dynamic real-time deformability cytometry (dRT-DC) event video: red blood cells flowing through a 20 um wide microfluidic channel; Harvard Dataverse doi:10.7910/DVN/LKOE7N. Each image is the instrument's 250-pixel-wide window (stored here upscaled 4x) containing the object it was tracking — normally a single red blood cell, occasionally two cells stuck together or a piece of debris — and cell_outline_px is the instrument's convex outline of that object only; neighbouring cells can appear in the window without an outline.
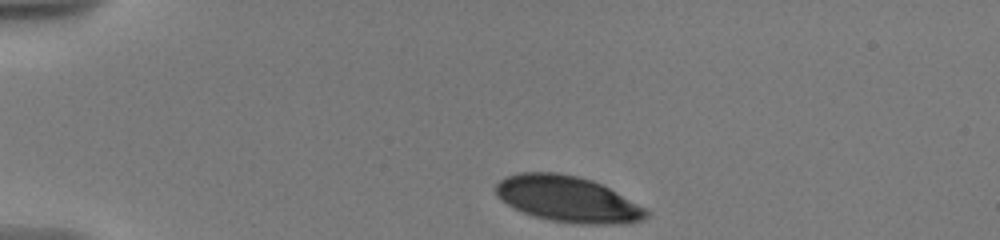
{"species": "human", "species_latin": "Homo sapiens", "temperature_condition": "warm", "stored_images_in_passage": 13, "camera_frame_rate_fps": 3000, "um_per_image_px": 0.085, "donor": {"sex": "male"}, "frame": {"image": 1, "passage_image": 1, "time_ms": 0.0, "image_size_px": [1000, 240], "cell_outline_px": [[652, 212], [644, 220], [628, 224], [580, 224], [548, 220], [512, 208], [500, 200], [496, 196], [492, 188], [504, 176], [520, 172], [556, 172], [576, 176], [592, 180], [616, 192]], "centroid_in_image_um": [48.22, 16.93], "position_along_channel_um": 36.8, "area_um2": 40.63}}